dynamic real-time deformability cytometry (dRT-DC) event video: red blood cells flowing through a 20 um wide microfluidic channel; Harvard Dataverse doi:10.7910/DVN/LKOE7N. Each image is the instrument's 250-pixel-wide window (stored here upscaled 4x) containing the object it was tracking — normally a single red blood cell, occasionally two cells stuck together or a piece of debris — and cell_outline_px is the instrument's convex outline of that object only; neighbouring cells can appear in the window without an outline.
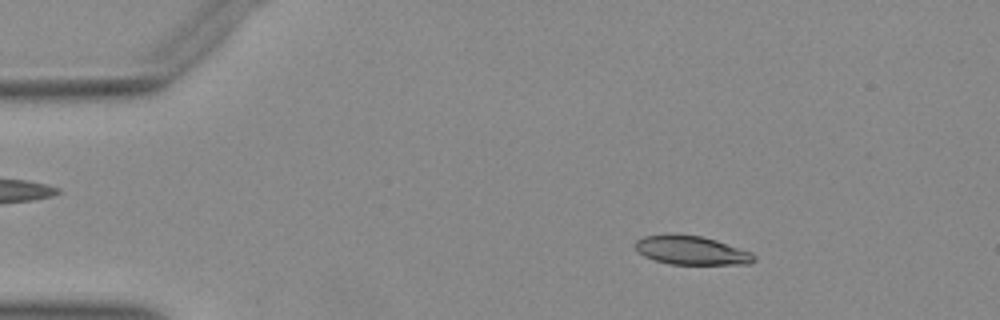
{"species": "Egyptian fruit bat (a non-hibernating species)", "species_latin": "Rousettus aegyptiacus", "temperature_condition": "warm", "stored_images_in_passage": 50, "camera_frame_rate_fps": 3000, "um_per_image_px": 0.085, "animal": {"sex": "female"}, "frame": {"image": 1, "passage_image": 7, "time_ms": 2.0, "image_size_px": [1000, 320], "cell_outline_px": [[756, 260], [748, 264], [668, 264], [652, 260], [644, 256], [636, 248], [636, 240], [644, 236], [672, 232], [700, 236], [716, 240], [752, 252], [756, 256]], "centroid_in_image_um": [58.76, 21.26], "position_along_channel_um": 26.2, "area_um2": 20.23}}
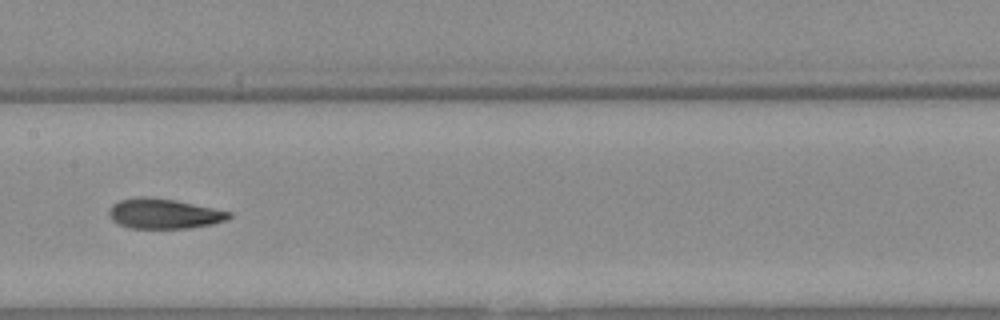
{"frame": {"image": 2, "passage_image": 25, "time_ms": 8.0, "image_size_px": [1000, 320], "cell_outline_px": [[232, 216], [224, 220], [212, 224], [188, 228], [128, 228], [116, 224], [108, 216], [108, 212], [112, 204], [120, 200], [172, 200], [232, 212]], "centroid_in_image_um": [13.92, 18.22], "position_along_channel_um": 193.5, "area_um2": 20.06}}
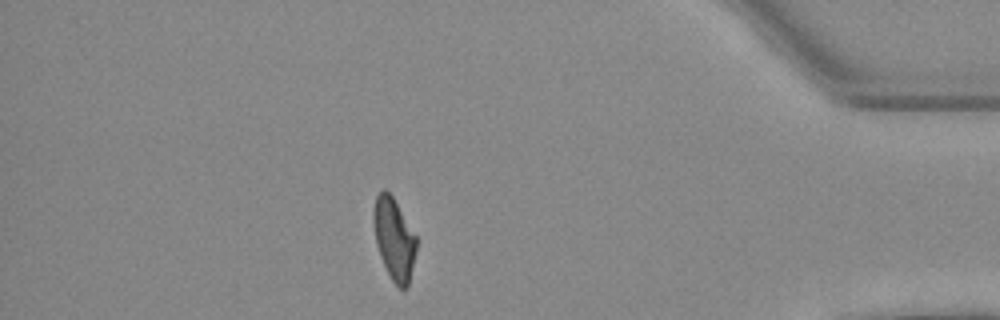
{"frame": {"image": 3, "passage_image": 44, "time_ms": 14.333, "image_size_px": [1000, 320], "cell_outline_px": [[416, 252], [408, 288], [400, 288], [392, 280], [380, 256], [376, 244], [372, 220], [372, 212], [376, 196], [384, 188], [392, 196], [416, 236]], "centroid_in_image_um": [33.48, 20.3], "position_along_channel_um": 401.7, "area_um2": 20.29}}